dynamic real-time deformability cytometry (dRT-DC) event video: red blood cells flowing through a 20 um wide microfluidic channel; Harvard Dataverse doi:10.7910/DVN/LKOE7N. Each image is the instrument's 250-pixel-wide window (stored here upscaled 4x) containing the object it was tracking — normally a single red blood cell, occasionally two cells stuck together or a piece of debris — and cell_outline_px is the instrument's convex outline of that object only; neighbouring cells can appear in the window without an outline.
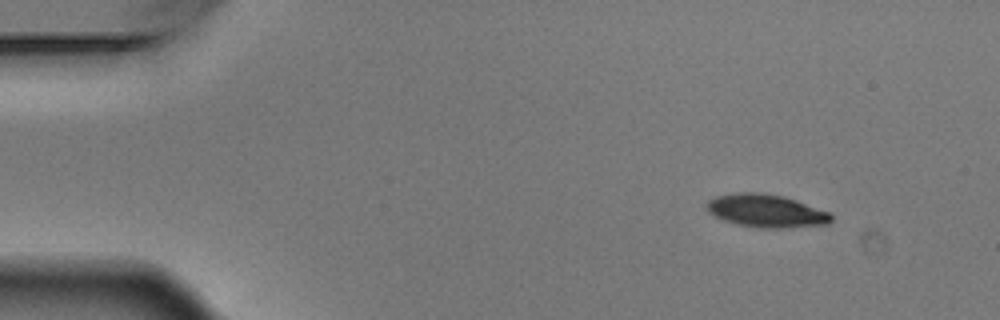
{"species": "Egyptian fruit bat (a non-hibernating species)", "species_latin": "Rousettus aegyptiacus", "temperature_condition": "warm", "stored_images_in_passage": 3, "camera_frame_rate_fps": 3000, "um_per_image_px": 0.085, "animal": {"sex": "male"}, "frame": {"image": 1, "passage_image": 1, "time_ms": 0.0, "image_size_px": [1000, 320], "cell_outline_px": [[832, 220], [828, 224], [788, 228], [760, 228], [736, 224], [724, 220], [708, 212], [704, 208], [704, 204], [708, 200], [716, 196], [740, 192], [760, 192], [784, 196], [796, 200], [828, 212], [832, 216]], "centroid_in_image_um": [65.09, 17.92], "position_along_channel_um": 19.9, "area_um2": 24.04}}